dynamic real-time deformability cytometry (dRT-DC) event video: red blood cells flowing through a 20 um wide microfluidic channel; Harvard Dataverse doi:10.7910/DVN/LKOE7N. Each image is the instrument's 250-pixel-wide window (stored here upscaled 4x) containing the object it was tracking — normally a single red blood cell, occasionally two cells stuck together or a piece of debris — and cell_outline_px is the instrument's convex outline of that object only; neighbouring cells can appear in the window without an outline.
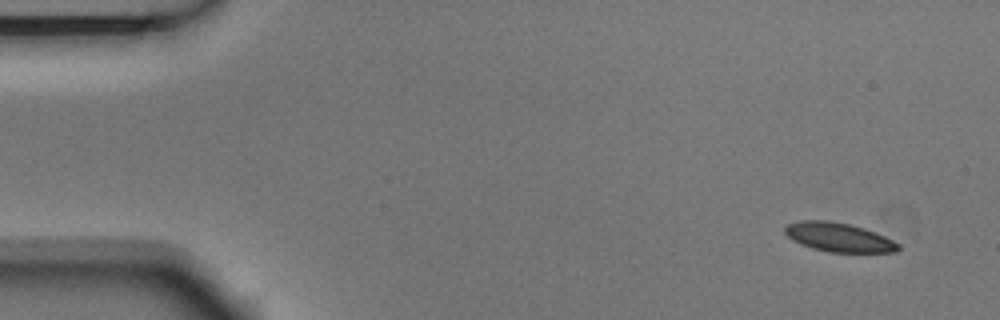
{"species": "Egyptian fruit bat (a non-hibernating species)", "species_latin": "Rousettus aegyptiacus", "temperature_condition": "room temperature", "stored_images_in_passage": 4, "camera_frame_rate_fps": 3000, "um_per_image_px": 0.085, "animal": {"sex": "male"}, "frame": {"image": 1, "passage_image": 1, "time_ms": 0.0, "image_size_px": [1000, 320], "cell_outline_px": [[900, 248], [896, 252], [828, 252], [812, 248], [800, 244], [792, 240], [784, 232], [784, 228], [788, 224], [800, 220], [828, 220], [852, 224], [876, 232], [900, 244]], "centroid_in_image_um": [71.28, 20.16], "position_along_channel_um": 13.7, "area_um2": 19.31}}
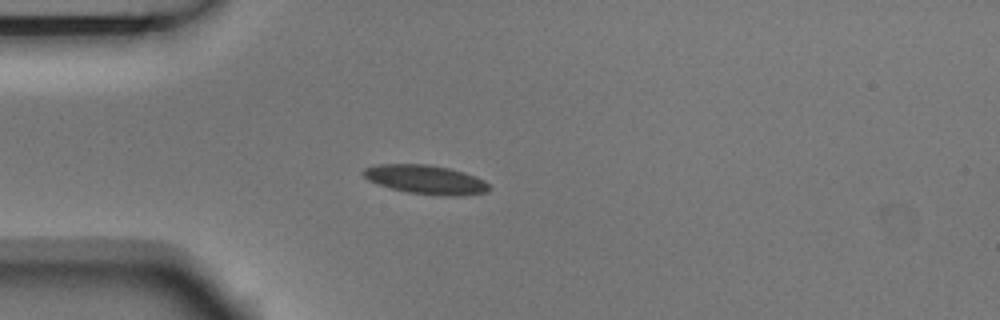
{"frame": {"image": 2, "passage_image": 4, "time_ms": 1.0, "image_size_px": [1000, 320], "cell_outline_px": [[492, 188], [488, 192], [460, 196], [440, 196], [408, 192], [392, 188], [368, 180], [360, 172], [364, 168], [380, 164], [424, 164], [448, 168], [464, 172], [476, 176], [484, 180]], "centroid_in_image_um": [36.22, 15.27], "position_along_channel_um": 48.8, "area_um2": 21.27}}